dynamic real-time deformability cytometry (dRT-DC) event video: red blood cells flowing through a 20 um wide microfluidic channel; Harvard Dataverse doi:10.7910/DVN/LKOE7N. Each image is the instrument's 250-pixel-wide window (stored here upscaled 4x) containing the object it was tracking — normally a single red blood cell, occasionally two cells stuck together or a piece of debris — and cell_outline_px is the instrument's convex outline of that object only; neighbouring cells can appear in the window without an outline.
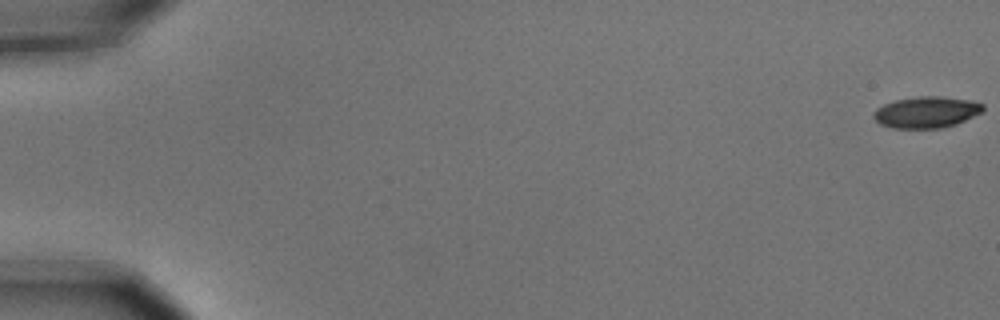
{"species": "common noctule bat (a hibernating species)", "species_latin": "Nyctalus noctula", "temperature_condition": "cold", "stored_images_in_passage": 5, "camera_frame_rate_fps": 3000, "um_per_image_px": 0.085, "animal": {"sex": "male", "body_mass_g": 15.6}, "frame": {"image": 1, "passage_image": 1, "time_ms": 0.0, "image_size_px": [1000, 320], "cell_outline_px": [[984, 108], [980, 112], [956, 124], [940, 128], [892, 128], [880, 124], [872, 116], [872, 112], [876, 108], [884, 104], [896, 100], [920, 96], [940, 96], [968, 100], [984, 104]], "centroid_in_image_um": [78.7, 9.54], "position_along_channel_um": 6.3, "area_um2": 19.83}}
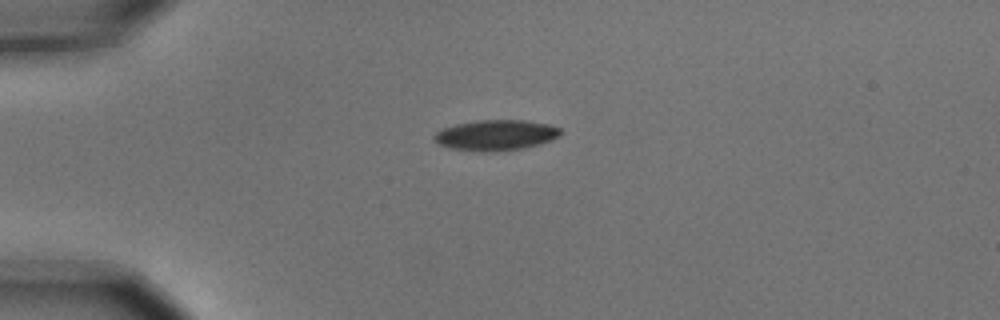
{"frame": {"image": 2, "passage_image": 5, "time_ms": 1.333, "image_size_px": [1000, 320], "cell_outline_px": [[564, 132], [560, 136], [540, 144], [524, 148], [496, 152], [480, 152], [452, 148], [440, 144], [432, 140], [432, 136], [440, 128], [456, 124], [476, 120], [524, 120], [548, 124], [560, 128]], "centroid_in_image_um": [42.14, 11.49], "position_along_channel_um": 42.9, "area_um2": 22.83}}